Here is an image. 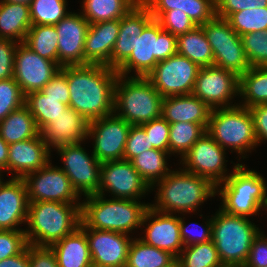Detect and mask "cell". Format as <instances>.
Returning <instances> with one entry per match:
<instances>
[{"mask_svg":"<svg viewBox=\"0 0 267 267\" xmlns=\"http://www.w3.org/2000/svg\"><path fill=\"white\" fill-rule=\"evenodd\" d=\"M67 77L69 107L88 122L113 114L114 89L118 72L106 65L63 66Z\"/></svg>","mask_w":267,"mask_h":267,"instance_id":"6da1fadb","label":"cell"},{"mask_svg":"<svg viewBox=\"0 0 267 267\" xmlns=\"http://www.w3.org/2000/svg\"><path fill=\"white\" fill-rule=\"evenodd\" d=\"M155 203L150 204L159 212L185 216L199 209L210 197L216 196V186L207 178L187 172L184 169H174L158 181Z\"/></svg>","mask_w":267,"mask_h":267,"instance_id":"7a4b0ae2","label":"cell"},{"mask_svg":"<svg viewBox=\"0 0 267 267\" xmlns=\"http://www.w3.org/2000/svg\"><path fill=\"white\" fill-rule=\"evenodd\" d=\"M26 223L28 229L24 231L27 243L50 247L80 226L81 204L30 202Z\"/></svg>","mask_w":267,"mask_h":267,"instance_id":"3957f363","label":"cell"},{"mask_svg":"<svg viewBox=\"0 0 267 267\" xmlns=\"http://www.w3.org/2000/svg\"><path fill=\"white\" fill-rule=\"evenodd\" d=\"M82 201L81 222L87 228L123 234L143 229V216L151 204L132 199H106L100 194L86 196Z\"/></svg>","mask_w":267,"mask_h":267,"instance_id":"277c9868","label":"cell"},{"mask_svg":"<svg viewBox=\"0 0 267 267\" xmlns=\"http://www.w3.org/2000/svg\"><path fill=\"white\" fill-rule=\"evenodd\" d=\"M267 182L256 170L246 169L245 164L234 163L230 176L216 186L221 198L220 209L224 212L250 217L267 211Z\"/></svg>","mask_w":267,"mask_h":267,"instance_id":"5b68a950","label":"cell"},{"mask_svg":"<svg viewBox=\"0 0 267 267\" xmlns=\"http://www.w3.org/2000/svg\"><path fill=\"white\" fill-rule=\"evenodd\" d=\"M162 99L146 77L118 75L113 113L131 125H141L161 117Z\"/></svg>","mask_w":267,"mask_h":267,"instance_id":"8992f818","label":"cell"},{"mask_svg":"<svg viewBox=\"0 0 267 267\" xmlns=\"http://www.w3.org/2000/svg\"><path fill=\"white\" fill-rule=\"evenodd\" d=\"M260 232L248 217L231 215L220 208L212 216V241L223 265L243 266Z\"/></svg>","mask_w":267,"mask_h":267,"instance_id":"52a82bcc","label":"cell"},{"mask_svg":"<svg viewBox=\"0 0 267 267\" xmlns=\"http://www.w3.org/2000/svg\"><path fill=\"white\" fill-rule=\"evenodd\" d=\"M206 131L222 148L242 155L239 158H246L247 152L258 147L251 112L238 103L212 109Z\"/></svg>","mask_w":267,"mask_h":267,"instance_id":"ba28073f","label":"cell"},{"mask_svg":"<svg viewBox=\"0 0 267 267\" xmlns=\"http://www.w3.org/2000/svg\"><path fill=\"white\" fill-rule=\"evenodd\" d=\"M177 54V36L164 30L161 24L153 19L136 38L135 48L130 57L116 70L119 75L146 77L159 61ZM130 74V75H129Z\"/></svg>","mask_w":267,"mask_h":267,"instance_id":"9c48e42d","label":"cell"},{"mask_svg":"<svg viewBox=\"0 0 267 267\" xmlns=\"http://www.w3.org/2000/svg\"><path fill=\"white\" fill-rule=\"evenodd\" d=\"M201 26L212 48L214 66L234 72L238 77L251 67L241 37L227 19L215 16Z\"/></svg>","mask_w":267,"mask_h":267,"instance_id":"30bf717a","label":"cell"},{"mask_svg":"<svg viewBox=\"0 0 267 267\" xmlns=\"http://www.w3.org/2000/svg\"><path fill=\"white\" fill-rule=\"evenodd\" d=\"M199 69L187 57L175 54L159 61L146 78L163 98L189 95L193 92Z\"/></svg>","mask_w":267,"mask_h":267,"instance_id":"8fae6325","label":"cell"},{"mask_svg":"<svg viewBox=\"0 0 267 267\" xmlns=\"http://www.w3.org/2000/svg\"><path fill=\"white\" fill-rule=\"evenodd\" d=\"M81 144L82 142L68 144L56 150L64 165L59 168L68 176L78 195L86 197L98 192L101 162L93 153H87Z\"/></svg>","mask_w":267,"mask_h":267,"instance_id":"7c38bea8","label":"cell"},{"mask_svg":"<svg viewBox=\"0 0 267 267\" xmlns=\"http://www.w3.org/2000/svg\"><path fill=\"white\" fill-rule=\"evenodd\" d=\"M49 161L41 169L25 175L28 202L56 201L60 203L81 204L80 196L72 187L70 179L58 166Z\"/></svg>","mask_w":267,"mask_h":267,"instance_id":"4fadbf2b","label":"cell"},{"mask_svg":"<svg viewBox=\"0 0 267 267\" xmlns=\"http://www.w3.org/2000/svg\"><path fill=\"white\" fill-rule=\"evenodd\" d=\"M226 149L222 148L207 132L204 133L181 158L180 164L187 172L210 180L215 186L231 174L226 172ZM228 173V174H227Z\"/></svg>","mask_w":267,"mask_h":267,"instance_id":"5bb4252c","label":"cell"},{"mask_svg":"<svg viewBox=\"0 0 267 267\" xmlns=\"http://www.w3.org/2000/svg\"><path fill=\"white\" fill-rule=\"evenodd\" d=\"M150 190L131 161L122 159L101 163L97 194L106 196V191L111 193L113 198L139 201Z\"/></svg>","mask_w":267,"mask_h":267,"instance_id":"9a60e30c","label":"cell"},{"mask_svg":"<svg viewBox=\"0 0 267 267\" xmlns=\"http://www.w3.org/2000/svg\"><path fill=\"white\" fill-rule=\"evenodd\" d=\"M192 94L211 109L233 107L231 100L239 96V77L216 66L200 67Z\"/></svg>","mask_w":267,"mask_h":267,"instance_id":"2e32d148","label":"cell"},{"mask_svg":"<svg viewBox=\"0 0 267 267\" xmlns=\"http://www.w3.org/2000/svg\"><path fill=\"white\" fill-rule=\"evenodd\" d=\"M131 124L116 114L89 122L94 156L101 162L122 160Z\"/></svg>","mask_w":267,"mask_h":267,"instance_id":"e0dca14e","label":"cell"},{"mask_svg":"<svg viewBox=\"0 0 267 267\" xmlns=\"http://www.w3.org/2000/svg\"><path fill=\"white\" fill-rule=\"evenodd\" d=\"M60 69L56 62L39 56L23 42L18 43L13 78L24 95L40 91Z\"/></svg>","mask_w":267,"mask_h":267,"instance_id":"ac0fdd59","label":"cell"},{"mask_svg":"<svg viewBox=\"0 0 267 267\" xmlns=\"http://www.w3.org/2000/svg\"><path fill=\"white\" fill-rule=\"evenodd\" d=\"M86 234L92 265L96 267H126L132 238L128 234L79 226Z\"/></svg>","mask_w":267,"mask_h":267,"instance_id":"d6986e66","label":"cell"},{"mask_svg":"<svg viewBox=\"0 0 267 267\" xmlns=\"http://www.w3.org/2000/svg\"><path fill=\"white\" fill-rule=\"evenodd\" d=\"M141 226L146 229L144 237L141 236L140 240L149 246L167 251L174 257H179L184 248L180 236L179 215L159 212L149 206L144 213Z\"/></svg>","mask_w":267,"mask_h":267,"instance_id":"ffe728a7","label":"cell"},{"mask_svg":"<svg viewBox=\"0 0 267 267\" xmlns=\"http://www.w3.org/2000/svg\"><path fill=\"white\" fill-rule=\"evenodd\" d=\"M89 23L79 12L68 13L55 26L58 33V65H84V43Z\"/></svg>","mask_w":267,"mask_h":267,"instance_id":"44dd1931","label":"cell"},{"mask_svg":"<svg viewBox=\"0 0 267 267\" xmlns=\"http://www.w3.org/2000/svg\"><path fill=\"white\" fill-rule=\"evenodd\" d=\"M153 19L141 0L119 19L120 29L111 54V68L117 70L130 57L136 38Z\"/></svg>","mask_w":267,"mask_h":267,"instance_id":"7402d4cb","label":"cell"},{"mask_svg":"<svg viewBox=\"0 0 267 267\" xmlns=\"http://www.w3.org/2000/svg\"><path fill=\"white\" fill-rule=\"evenodd\" d=\"M28 205V196L23 179L12 177L4 182L1 176L0 230H25L19 225L27 222Z\"/></svg>","mask_w":267,"mask_h":267,"instance_id":"603a6c76","label":"cell"},{"mask_svg":"<svg viewBox=\"0 0 267 267\" xmlns=\"http://www.w3.org/2000/svg\"><path fill=\"white\" fill-rule=\"evenodd\" d=\"M89 122L68 107L40 131L43 142L52 152L51 147L56 149L60 146L84 142L88 139Z\"/></svg>","mask_w":267,"mask_h":267,"instance_id":"cb8c5ba5","label":"cell"},{"mask_svg":"<svg viewBox=\"0 0 267 267\" xmlns=\"http://www.w3.org/2000/svg\"><path fill=\"white\" fill-rule=\"evenodd\" d=\"M51 151L43 142L41 134L9 145L7 172L23 178L44 167L50 160Z\"/></svg>","mask_w":267,"mask_h":267,"instance_id":"d4e9b609","label":"cell"},{"mask_svg":"<svg viewBox=\"0 0 267 267\" xmlns=\"http://www.w3.org/2000/svg\"><path fill=\"white\" fill-rule=\"evenodd\" d=\"M119 29V19L89 25L84 43V65L100 64L111 68V54Z\"/></svg>","mask_w":267,"mask_h":267,"instance_id":"484cf974","label":"cell"},{"mask_svg":"<svg viewBox=\"0 0 267 267\" xmlns=\"http://www.w3.org/2000/svg\"><path fill=\"white\" fill-rule=\"evenodd\" d=\"M211 111L212 109L206 103L193 94L169 96L162 99L161 116L169 123L208 124Z\"/></svg>","mask_w":267,"mask_h":267,"instance_id":"4316f807","label":"cell"},{"mask_svg":"<svg viewBox=\"0 0 267 267\" xmlns=\"http://www.w3.org/2000/svg\"><path fill=\"white\" fill-rule=\"evenodd\" d=\"M157 20L165 11L184 12L197 25L207 23L216 16L215 0H141Z\"/></svg>","mask_w":267,"mask_h":267,"instance_id":"83f0119b","label":"cell"},{"mask_svg":"<svg viewBox=\"0 0 267 267\" xmlns=\"http://www.w3.org/2000/svg\"><path fill=\"white\" fill-rule=\"evenodd\" d=\"M50 247L56 254L59 267L92 266L87 236L80 227Z\"/></svg>","mask_w":267,"mask_h":267,"instance_id":"f1b7e54d","label":"cell"},{"mask_svg":"<svg viewBox=\"0 0 267 267\" xmlns=\"http://www.w3.org/2000/svg\"><path fill=\"white\" fill-rule=\"evenodd\" d=\"M31 26L30 6L0 0V38L22 43Z\"/></svg>","mask_w":267,"mask_h":267,"instance_id":"f546056e","label":"cell"},{"mask_svg":"<svg viewBox=\"0 0 267 267\" xmlns=\"http://www.w3.org/2000/svg\"><path fill=\"white\" fill-rule=\"evenodd\" d=\"M177 54L199 67L213 66L214 55L202 26L177 36Z\"/></svg>","mask_w":267,"mask_h":267,"instance_id":"4dcf8cb0","label":"cell"},{"mask_svg":"<svg viewBox=\"0 0 267 267\" xmlns=\"http://www.w3.org/2000/svg\"><path fill=\"white\" fill-rule=\"evenodd\" d=\"M39 134L34 117L25 104L9 113L0 122V135L8 145L35 138Z\"/></svg>","mask_w":267,"mask_h":267,"instance_id":"1f68e13d","label":"cell"},{"mask_svg":"<svg viewBox=\"0 0 267 267\" xmlns=\"http://www.w3.org/2000/svg\"><path fill=\"white\" fill-rule=\"evenodd\" d=\"M25 105L41 131L51 119L56 118L69 107V98L46 97L41 91H33L25 95Z\"/></svg>","mask_w":267,"mask_h":267,"instance_id":"d6a6232c","label":"cell"},{"mask_svg":"<svg viewBox=\"0 0 267 267\" xmlns=\"http://www.w3.org/2000/svg\"><path fill=\"white\" fill-rule=\"evenodd\" d=\"M170 156L169 151L149 149L134 157L131 163L141 178L152 188L172 171L167 163V158Z\"/></svg>","mask_w":267,"mask_h":267,"instance_id":"836d02e7","label":"cell"},{"mask_svg":"<svg viewBox=\"0 0 267 267\" xmlns=\"http://www.w3.org/2000/svg\"><path fill=\"white\" fill-rule=\"evenodd\" d=\"M239 105L246 108L267 103V67H250L239 77ZM242 103V104H241Z\"/></svg>","mask_w":267,"mask_h":267,"instance_id":"e575fe53","label":"cell"},{"mask_svg":"<svg viewBox=\"0 0 267 267\" xmlns=\"http://www.w3.org/2000/svg\"><path fill=\"white\" fill-rule=\"evenodd\" d=\"M139 0H83L81 14L89 24L120 19Z\"/></svg>","mask_w":267,"mask_h":267,"instance_id":"d590c367","label":"cell"},{"mask_svg":"<svg viewBox=\"0 0 267 267\" xmlns=\"http://www.w3.org/2000/svg\"><path fill=\"white\" fill-rule=\"evenodd\" d=\"M23 43L39 56L58 64V33L54 25H32Z\"/></svg>","mask_w":267,"mask_h":267,"instance_id":"8d00e7d4","label":"cell"},{"mask_svg":"<svg viewBox=\"0 0 267 267\" xmlns=\"http://www.w3.org/2000/svg\"><path fill=\"white\" fill-rule=\"evenodd\" d=\"M208 124L193 122L170 123L169 153L180 155V159L190 150L193 144L206 133Z\"/></svg>","mask_w":267,"mask_h":267,"instance_id":"74e56055","label":"cell"},{"mask_svg":"<svg viewBox=\"0 0 267 267\" xmlns=\"http://www.w3.org/2000/svg\"><path fill=\"white\" fill-rule=\"evenodd\" d=\"M175 257L167 251L133 238L129 247L126 267H163Z\"/></svg>","mask_w":267,"mask_h":267,"instance_id":"f35d334b","label":"cell"},{"mask_svg":"<svg viewBox=\"0 0 267 267\" xmlns=\"http://www.w3.org/2000/svg\"><path fill=\"white\" fill-rule=\"evenodd\" d=\"M182 267H222L213 241L184 247L179 255Z\"/></svg>","mask_w":267,"mask_h":267,"instance_id":"ab89813d","label":"cell"},{"mask_svg":"<svg viewBox=\"0 0 267 267\" xmlns=\"http://www.w3.org/2000/svg\"><path fill=\"white\" fill-rule=\"evenodd\" d=\"M67 0H32L30 18L32 25H56L70 11Z\"/></svg>","mask_w":267,"mask_h":267,"instance_id":"60d3db41","label":"cell"},{"mask_svg":"<svg viewBox=\"0 0 267 267\" xmlns=\"http://www.w3.org/2000/svg\"><path fill=\"white\" fill-rule=\"evenodd\" d=\"M227 21L240 37L251 32L265 31L267 30V7L233 13Z\"/></svg>","mask_w":267,"mask_h":267,"instance_id":"b9f144b4","label":"cell"},{"mask_svg":"<svg viewBox=\"0 0 267 267\" xmlns=\"http://www.w3.org/2000/svg\"><path fill=\"white\" fill-rule=\"evenodd\" d=\"M241 40L251 67H267V30L244 34Z\"/></svg>","mask_w":267,"mask_h":267,"instance_id":"7bdbcfd3","label":"cell"},{"mask_svg":"<svg viewBox=\"0 0 267 267\" xmlns=\"http://www.w3.org/2000/svg\"><path fill=\"white\" fill-rule=\"evenodd\" d=\"M25 104V95L14 78L0 80V122Z\"/></svg>","mask_w":267,"mask_h":267,"instance_id":"ee69618b","label":"cell"},{"mask_svg":"<svg viewBox=\"0 0 267 267\" xmlns=\"http://www.w3.org/2000/svg\"><path fill=\"white\" fill-rule=\"evenodd\" d=\"M149 136L154 149L169 151L170 123L162 116L140 125Z\"/></svg>","mask_w":267,"mask_h":267,"instance_id":"f6af8a7d","label":"cell"},{"mask_svg":"<svg viewBox=\"0 0 267 267\" xmlns=\"http://www.w3.org/2000/svg\"><path fill=\"white\" fill-rule=\"evenodd\" d=\"M27 245L24 230H0V261L21 253Z\"/></svg>","mask_w":267,"mask_h":267,"instance_id":"bcb514c9","label":"cell"},{"mask_svg":"<svg viewBox=\"0 0 267 267\" xmlns=\"http://www.w3.org/2000/svg\"><path fill=\"white\" fill-rule=\"evenodd\" d=\"M157 21L164 30L175 36L187 33L197 26L186 13L173 10L165 11Z\"/></svg>","mask_w":267,"mask_h":267,"instance_id":"7dc6e473","label":"cell"},{"mask_svg":"<svg viewBox=\"0 0 267 267\" xmlns=\"http://www.w3.org/2000/svg\"><path fill=\"white\" fill-rule=\"evenodd\" d=\"M154 149L149 136L140 125H131L123 154V159L131 161L145 150Z\"/></svg>","mask_w":267,"mask_h":267,"instance_id":"c3c4849f","label":"cell"},{"mask_svg":"<svg viewBox=\"0 0 267 267\" xmlns=\"http://www.w3.org/2000/svg\"><path fill=\"white\" fill-rule=\"evenodd\" d=\"M184 219L185 217H180V236L184 247L205 243L212 240V217L210 219L207 218V220L204 222L206 225H203V228L200 226V224L198 227V223H191L193 224V228H191L193 230L195 229V232L190 231L191 228H189V226H191V224H189L187 227Z\"/></svg>","mask_w":267,"mask_h":267,"instance_id":"681fc988","label":"cell"},{"mask_svg":"<svg viewBox=\"0 0 267 267\" xmlns=\"http://www.w3.org/2000/svg\"><path fill=\"white\" fill-rule=\"evenodd\" d=\"M215 4L216 16L227 19L242 10L267 7V0H215Z\"/></svg>","mask_w":267,"mask_h":267,"instance_id":"f907efd6","label":"cell"},{"mask_svg":"<svg viewBox=\"0 0 267 267\" xmlns=\"http://www.w3.org/2000/svg\"><path fill=\"white\" fill-rule=\"evenodd\" d=\"M18 42L0 38V80L13 78Z\"/></svg>","mask_w":267,"mask_h":267,"instance_id":"816d5d0a","label":"cell"},{"mask_svg":"<svg viewBox=\"0 0 267 267\" xmlns=\"http://www.w3.org/2000/svg\"><path fill=\"white\" fill-rule=\"evenodd\" d=\"M267 266V236L263 231L254 239L243 267Z\"/></svg>","mask_w":267,"mask_h":267,"instance_id":"f5cc1de1","label":"cell"},{"mask_svg":"<svg viewBox=\"0 0 267 267\" xmlns=\"http://www.w3.org/2000/svg\"><path fill=\"white\" fill-rule=\"evenodd\" d=\"M30 267H59L56 254L51 247L29 244Z\"/></svg>","mask_w":267,"mask_h":267,"instance_id":"db71d44e","label":"cell"},{"mask_svg":"<svg viewBox=\"0 0 267 267\" xmlns=\"http://www.w3.org/2000/svg\"><path fill=\"white\" fill-rule=\"evenodd\" d=\"M40 91L46 97L70 98L67 77L61 70Z\"/></svg>","mask_w":267,"mask_h":267,"instance_id":"11a10c76","label":"cell"},{"mask_svg":"<svg viewBox=\"0 0 267 267\" xmlns=\"http://www.w3.org/2000/svg\"><path fill=\"white\" fill-rule=\"evenodd\" d=\"M249 110L254 121L257 145H260V143L267 140V103L252 106Z\"/></svg>","mask_w":267,"mask_h":267,"instance_id":"9f6ffc18","label":"cell"},{"mask_svg":"<svg viewBox=\"0 0 267 267\" xmlns=\"http://www.w3.org/2000/svg\"><path fill=\"white\" fill-rule=\"evenodd\" d=\"M0 267H30L29 244L21 253L1 260Z\"/></svg>","mask_w":267,"mask_h":267,"instance_id":"6f0895ef","label":"cell"},{"mask_svg":"<svg viewBox=\"0 0 267 267\" xmlns=\"http://www.w3.org/2000/svg\"><path fill=\"white\" fill-rule=\"evenodd\" d=\"M9 145L0 135V176L7 171ZM3 171V172H2Z\"/></svg>","mask_w":267,"mask_h":267,"instance_id":"680465c9","label":"cell"},{"mask_svg":"<svg viewBox=\"0 0 267 267\" xmlns=\"http://www.w3.org/2000/svg\"><path fill=\"white\" fill-rule=\"evenodd\" d=\"M163 267H182L181 262L178 257H175L171 262Z\"/></svg>","mask_w":267,"mask_h":267,"instance_id":"91938a15","label":"cell"},{"mask_svg":"<svg viewBox=\"0 0 267 267\" xmlns=\"http://www.w3.org/2000/svg\"><path fill=\"white\" fill-rule=\"evenodd\" d=\"M2 1L30 6L32 0H2Z\"/></svg>","mask_w":267,"mask_h":267,"instance_id":"94428289","label":"cell"},{"mask_svg":"<svg viewBox=\"0 0 267 267\" xmlns=\"http://www.w3.org/2000/svg\"><path fill=\"white\" fill-rule=\"evenodd\" d=\"M222 267H243V266H229V265H223Z\"/></svg>","mask_w":267,"mask_h":267,"instance_id":"6125c7cd","label":"cell"}]
</instances>
